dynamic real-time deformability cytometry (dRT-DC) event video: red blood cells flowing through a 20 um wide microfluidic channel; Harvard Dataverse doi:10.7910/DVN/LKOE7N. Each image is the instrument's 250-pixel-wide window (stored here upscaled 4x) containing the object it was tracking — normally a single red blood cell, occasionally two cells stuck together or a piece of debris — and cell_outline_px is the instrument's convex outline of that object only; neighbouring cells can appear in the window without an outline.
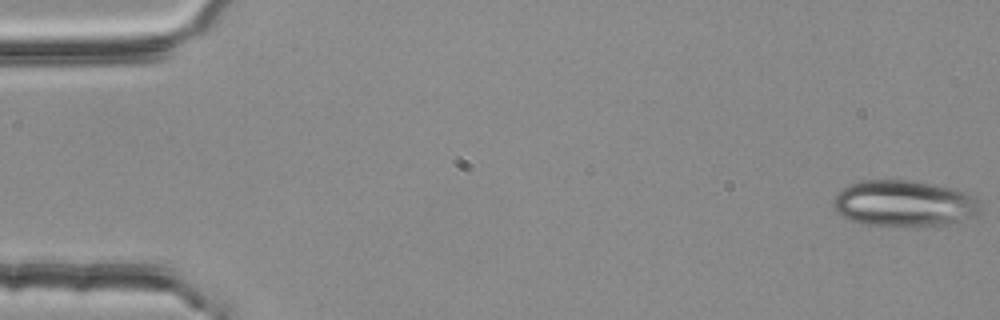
{"species": "common noctule bat (a hibernating species)", "species_latin": "Nyctalus noctula", "temperature_condition": "room temperature", "stored_images_in_passage": 54, "camera_frame_rate_fps": 3000, "um_per_image_px": 0.085, "animal": {"sex": "female", "body_mass_g": 25.1}, "frame": {"image": 1, "passage_image": 1, "time_ms": 0.0, "image_size_px": [1000, 320], "cell_outline_px": [[980, 212], [956, 224], [868, 224], [852, 220], [836, 212], [832, 204], [832, 200], [848, 184], [860, 180], [912, 180], [952, 188], [968, 192], [976, 196], [980, 200]], "centroid_in_image_um": [76.89, 17.25], "position_along_channel_um": 8.1, "area_um2": 39.19}}
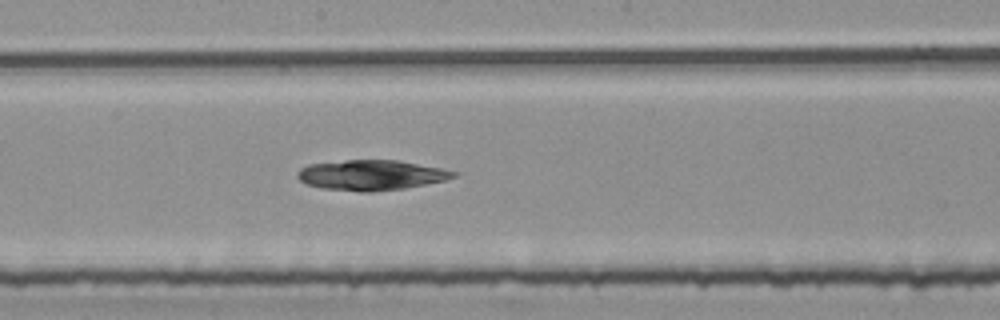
{"frame": {"image": 2, "passage_image": 29, "time_ms": 9.333, "image_size_px": [1000, 320], "cell_outline_px": [[456, 176], [444, 180], [404, 188], [372, 192], [360, 192], [324, 188], [308, 184], [300, 180], [296, 176], [296, 172], [300, 168], [308, 164], [344, 160], [400, 160], [440, 168], [456, 172]], "centroid_in_image_um": [31.51, 14.87], "position_along_channel_um": 216.7, "area_um2": 27.34}}
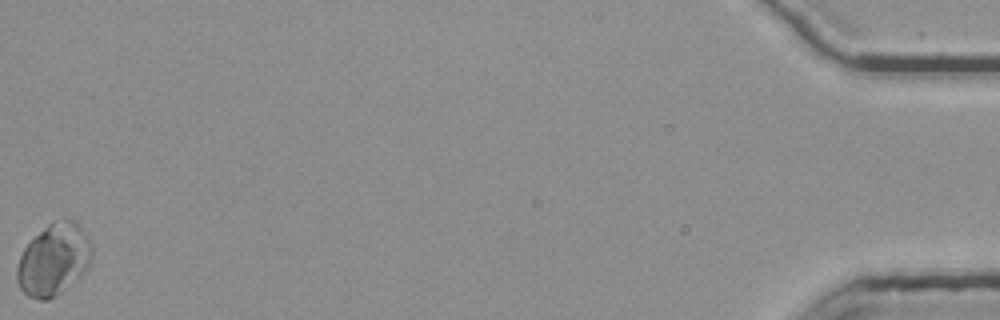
{"frame": {"image": 3, "passage_image": 54, "time_ms": 17.667, "image_size_px": [1000, 320], "cell_outline_px": [[92, 260], [88, 268], [76, 280], [56, 296], [48, 300], [40, 300], [28, 296], [20, 288], [16, 280], [16, 268], [20, 256], [24, 248], [52, 220], [72, 220], [80, 224], [88, 236], [92, 244]], "centroid_in_image_um": [4.59, 22.07], "position_along_channel_um": 430.6, "area_um2": 31.44}}